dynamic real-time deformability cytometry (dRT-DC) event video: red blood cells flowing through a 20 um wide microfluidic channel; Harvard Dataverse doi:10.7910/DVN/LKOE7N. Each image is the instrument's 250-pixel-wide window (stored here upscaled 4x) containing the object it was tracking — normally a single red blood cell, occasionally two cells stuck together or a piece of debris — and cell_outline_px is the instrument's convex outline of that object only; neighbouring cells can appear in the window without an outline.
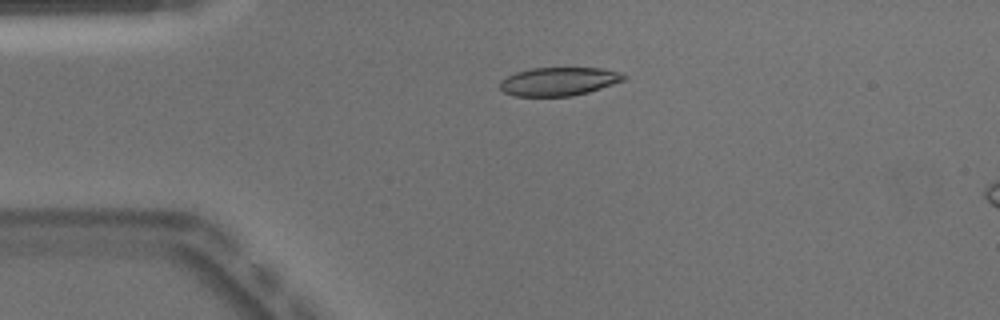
{"species": "Egyptian fruit bat (a non-hibernating species)", "species_latin": "Rousettus aegyptiacus", "temperature_condition": "warm", "stored_images_in_passage": 40, "camera_frame_rate_fps": 3000, "um_per_image_px": 0.085, "animal": {"sex": "male"}, "frame": {"image": 1, "passage_image": 1, "time_ms": 0.0, "image_size_px": [1000, 320], "cell_outline_px": [[628, 76], [624, 80], [588, 92], [572, 96], [512, 96], [504, 92], [500, 88], [500, 80], [516, 72], [532, 68], [600, 68], [616, 72]], "centroid_in_image_um": [47.45, 6.93], "position_along_channel_um": 37.5, "area_um2": 20.35}}
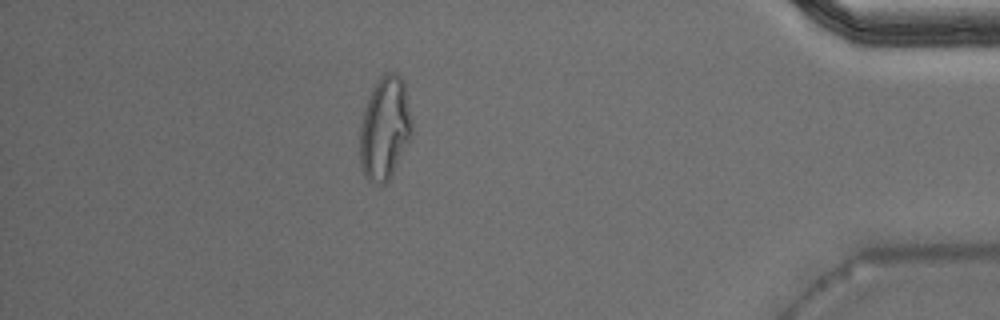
{"frame": {"image": 2, "passage_image": 34, "time_ms": 11.0, "image_size_px": [1000, 320], "cell_outline_px": [[412, 136], [388, 180], [380, 188], [368, 180], [364, 176], [360, 160], [360, 124], [372, 88], [380, 76], [384, 72], [396, 72], [404, 80], [412, 124]], "centroid_in_image_um": [32.71, 10.91], "position_along_channel_um": 402.5, "area_um2": 31.39}, "authors_computed_cell_mechanics": {"area_um2": 22.5709, "velocity_mm_per_s": 3.9829, "shape_relaxation_time_tau1_ms": null, "shape_relaxation_time_tau2_ms": 1.7178, "deformation_change_tau1": null, "deformation_change_tau2": 0.0719}}